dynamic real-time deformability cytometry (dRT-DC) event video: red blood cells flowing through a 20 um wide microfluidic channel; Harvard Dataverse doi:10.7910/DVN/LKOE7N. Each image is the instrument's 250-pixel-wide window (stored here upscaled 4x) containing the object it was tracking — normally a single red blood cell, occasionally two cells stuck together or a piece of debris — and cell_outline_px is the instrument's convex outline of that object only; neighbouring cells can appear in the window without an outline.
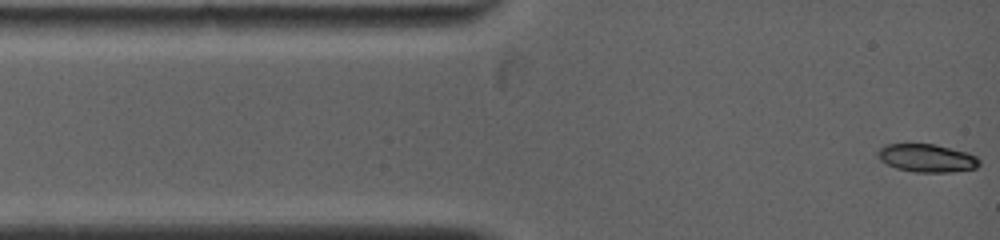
{"species": "common noctule bat (a hibernating species)", "species_latin": "Nyctalus noctula", "temperature_condition": "warm", "stored_images_in_passage": 9, "camera_frame_rate_fps": 5000, "um_per_image_px": 0.085, "animal": {"sex": "female", "body_mass_g": 19.0, "forearm_length_mm": 53.3}, "frame": {"image": 1, "passage_image": 1, "time_ms": 0.0, "image_size_px": [1000, 240], "cell_outline_px": [[980, 164], [976, 168], [952, 172], [912, 172], [896, 168], [880, 160], [876, 152], [880, 148], [888, 144], [936, 144], [968, 152], [976, 156], [980, 160]], "centroid_in_image_um": [78.81, 13.43], "position_along_channel_um": 6.2, "area_um2": 16.7}}